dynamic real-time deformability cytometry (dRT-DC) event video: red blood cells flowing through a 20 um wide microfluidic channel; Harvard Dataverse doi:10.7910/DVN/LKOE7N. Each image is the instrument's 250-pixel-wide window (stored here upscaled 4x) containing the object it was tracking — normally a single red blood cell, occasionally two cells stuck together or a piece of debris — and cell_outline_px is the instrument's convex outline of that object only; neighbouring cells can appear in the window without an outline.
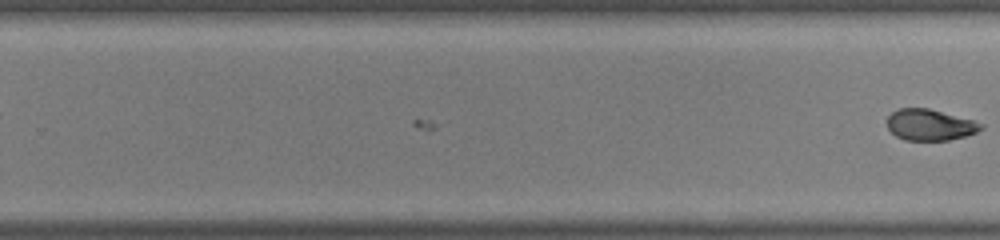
{"species": "common noctule bat (a hibernating species)", "species_latin": "Nyctalus noctula", "temperature_condition": "warm", "stored_images_in_passage": 32, "camera_frame_rate_fps": 3000, "um_per_image_px": 0.085, "animal": {"sex": "male", "body_mass_g": 19.0, "forearm_length_mm": 50.8}, "frame": {"image": 1, "passage_image": 32, "time_ms": 10.333, "image_size_px": [1000, 240], "cell_outline_px": [[984, 128], [976, 132], [964, 136], [948, 140], [904, 140], [896, 136], [888, 128], [888, 116], [892, 112], [900, 108], [928, 108], [972, 120], [984, 124]], "centroid_in_image_um": [79.04, 10.61], "position_along_channel_um": 250.8, "area_um2": 16.88}}